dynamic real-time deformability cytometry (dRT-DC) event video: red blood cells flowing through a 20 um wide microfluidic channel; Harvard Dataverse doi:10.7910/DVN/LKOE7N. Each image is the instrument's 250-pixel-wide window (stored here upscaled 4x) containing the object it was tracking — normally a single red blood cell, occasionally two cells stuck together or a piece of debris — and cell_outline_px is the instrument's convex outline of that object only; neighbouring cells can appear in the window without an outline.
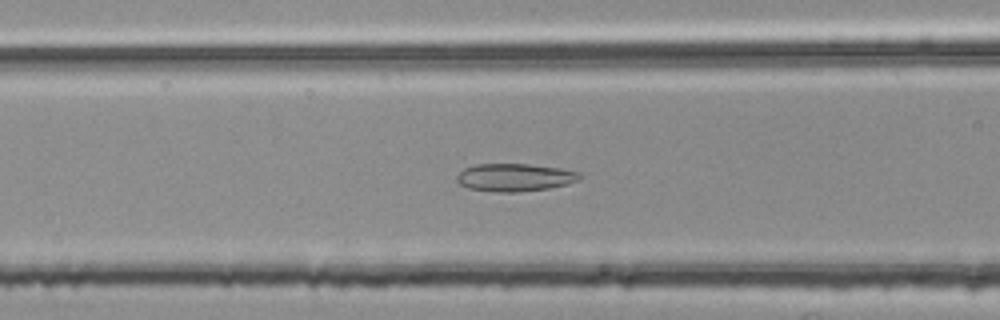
{"species": "common noctule bat (a hibernating species)", "species_latin": "Nyctalus noctula", "temperature_condition": "room temperature", "stored_images_in_passage": 33, "camera_frame_rate_fps": 3000, "um_per_image_px": 0.085, "animal": {"sex": "female", "body_mass_g": 25.1}, "frame": {"image": 1, "passage_image": 8, "time_ms": 2.333, "image_size_px": [1000, 320], "cell_outline_px": [[584, 176], [580, 180], [568, 184], [548, 188], [516, 192], [500, 192], [468, 188], [460, 184], [456, 180], [456, 176], [464, 168], [476, 164], [528, 164], [560, 168], [580, 172]], "centroid_in_image_um": [43.79, 15.07], "position_along_channel_um": 122.8, "area_um2": 19.94}}
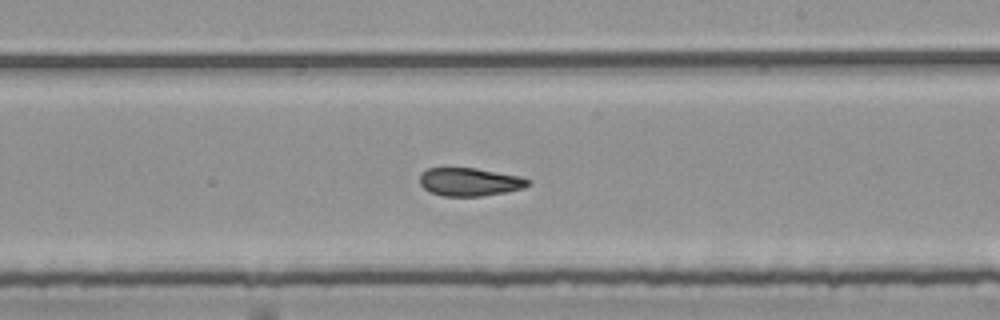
{"frame": {"image": 2, "passage_image": 18, "time_ms": 5.667, "image_size_px": [1000, 320], "cell_outline_px": [[532, 184], [524, 188], [504, 192], [480, 196], [444, 196], [432, 192], [424, 188], [420, 184], [420, 172], [428, 168], [476, 168], [520, 176], [532, 180]], "centroid_in_image_um": [39.95, 15.45], "position_along_channel_um": 249.0, "area_um2": 17.8}}
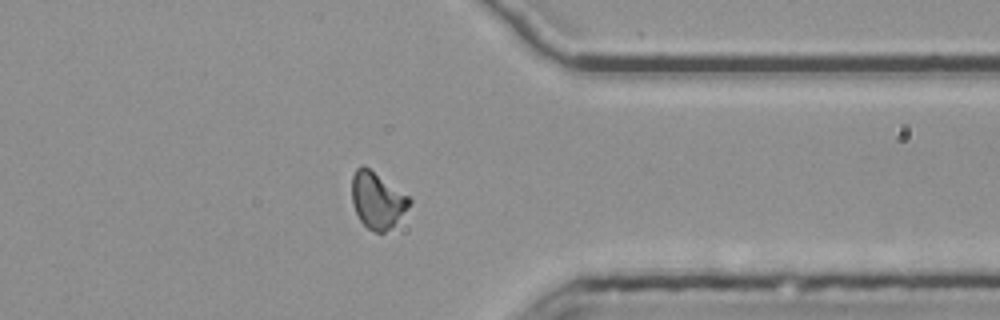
{"frame": {"image": 3, "passage_image": 29, "time_ms": 9.333, "image_size_px": [1000, 320], "cell_outline_px": [[412, 200], [392, 224], [384, 232], [372, 232], [360, 220], [352, 204], [352, 176], [356, 168], [360, 164], [364, 164], [408, 196]], "centroid_in_image_um": [31.99, 16.96], "position_along_channel_um": 379.4, "area_um2": 18.32}, "authors_computed_cell_mechanics": {"area_um2": 18.5538, "velocity_mm_per_s": 3.8007, "shape_relaxation_time_tau1_ms": 4.8092, "shape_relaxation_time_tau2_ms": 1.2656, "deformation_change_tau1": 0.1326, "deformation_change_tau2": 0.0835}}